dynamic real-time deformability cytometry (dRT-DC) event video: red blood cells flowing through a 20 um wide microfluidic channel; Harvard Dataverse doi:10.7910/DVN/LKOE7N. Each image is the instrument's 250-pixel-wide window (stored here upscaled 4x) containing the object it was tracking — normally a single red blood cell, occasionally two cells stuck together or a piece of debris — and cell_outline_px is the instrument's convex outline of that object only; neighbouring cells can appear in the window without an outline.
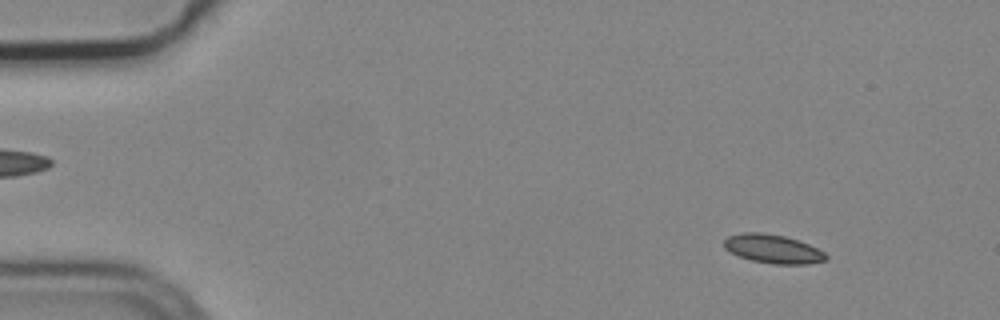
{"species": "common noctule bat (a hibernating species)", "species_latin": "Nyctalus noctula", "temperature_condition": "cold", "stored_images_in_passage": 5, "camera_frame_rate_fps": 3000, "um_per_image_px": 0.085, "animal": {"sex": "male", "body_mass_g": 19.2, "forearm_length_mm": 51.8}, "frame": {"image": 1, "passage_image": 1, "time_ms": 0.0, "image_size_px": [1000, 320], "cell_outline_px": [[828, 260], [808, 264], [772, 264], [752, 260], [740, 256], [724, 248], [724, 240], [728, 236], [744, 232], [764, 232], [784, 236], [800, 240], [824, 252], [828, 256]], "centroid_in_image_um": [65.73, 21.15], "position_along_channel_um": 19.3, "area_um2": 17.11}}
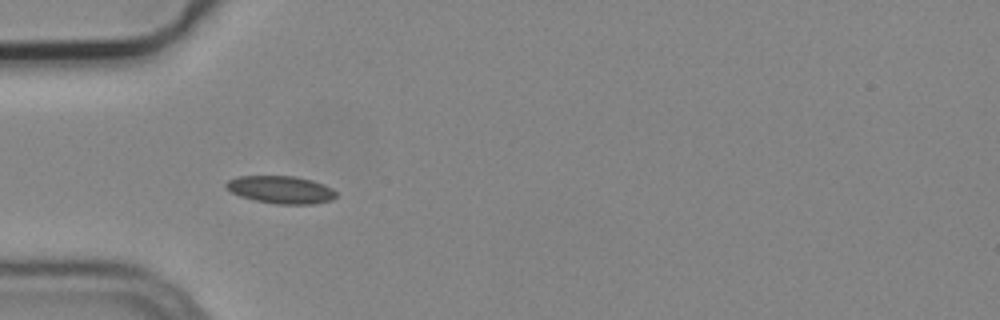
{"frame": {"image": 2, "passage_image": 4, "time_ms": 1.0, "image_size_px": [1000, 320], "cell_outline_px": [[336, 196], [332, 200], [312, 204], [276, 204], [256, 200], [240, 196], [232, 192], [224, 184], [228, 180], [236, 176], [292, 176], [312, 180], [324, 184], [332, 188], [336, 192]], "centroid_in_image_um": [23.88, 16.12], "position_along_channel_um": 61.1, "area_um2": 17.63}}
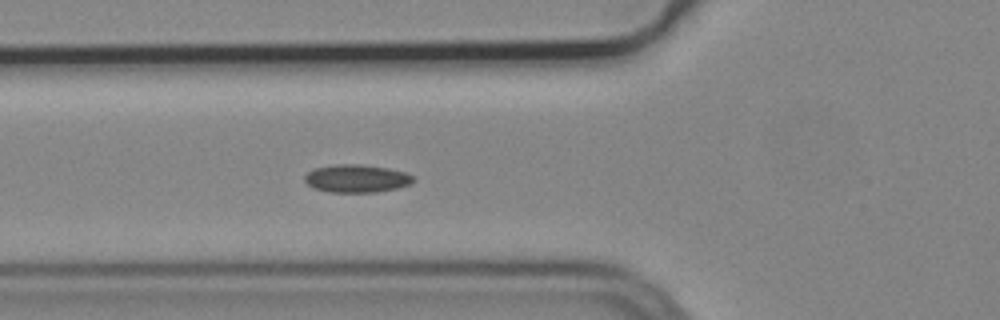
{"frame": {"image": 3, "passage_image": 5, "time_ms": 1.333, "image_size_px": [1000, 320], "cell_outline_px": [[416, 180], [408, 184], [396, 188], [376, 192], [328, 192], [312, 188], [304, 180], [304, 176], [308, 172], [316, 168], [336, 164], [360, 164], [388, 168], [408, 172], [416, 176]], "centroid_in_image_um": [30.34, 15.17], "position_along_channel_um": 95.5, "area_um2": 17.8}}